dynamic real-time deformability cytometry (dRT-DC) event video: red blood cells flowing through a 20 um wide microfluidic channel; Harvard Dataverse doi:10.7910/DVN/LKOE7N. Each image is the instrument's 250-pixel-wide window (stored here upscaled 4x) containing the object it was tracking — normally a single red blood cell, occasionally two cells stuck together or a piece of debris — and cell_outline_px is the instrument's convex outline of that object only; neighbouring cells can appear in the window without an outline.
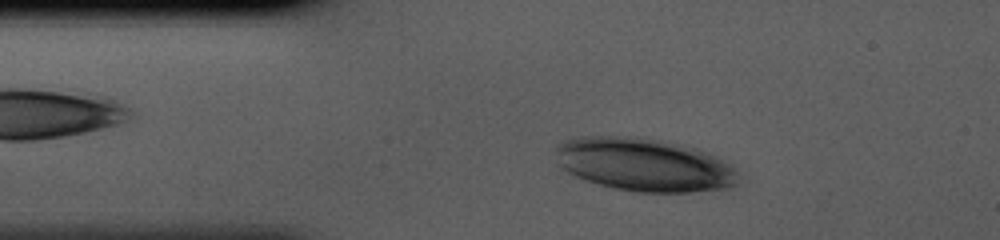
{"species": "human", "species_latin": "Homo sapiens", "temperature_condition": "cold", "stored_images_in_passage": 34, "camera_frame_rate_fps": 3000, "um_per_image_px": 0.085, "donor": {"sex": "male"}, "frame": {"image": 1, "passage_image": 5, "time_ms": 1.333, "image_size_px": [1000, 240], "cell_outline_px": [[740, 172], [736, 184], [728, 188], [688, 192], [636, 192], [612, 188], [584, 180], [560, 168], [556, 152], [556, 144], [564, 140], [580, 136], [644, 136], [684, 144], [696, 148], [716, 156], [732, 164]], "centroid_in_image_um": [54.77, 13.98], "position_along_channel_um": 30.2, "area_um2": 57.57}}
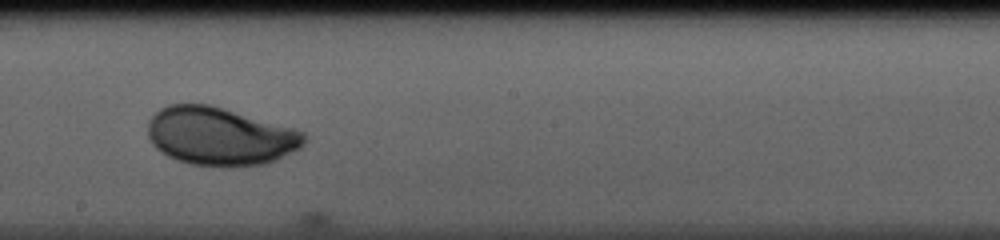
{"frame": {"image": 2, "passage_image": 21, "time_ms": 6.667, "image_size_px": [1000, 240], "cell_outline_px": [[308, 136], [304, 144], [300, 148], [276, 160], [264, 164], [192, 164], [176, 160], [160, 152], [152, 144], [148, 136], [148, 120], [160, 108], [168, 104], [212, 104], [296, 128], [304, 132]], "centroid_in_image_um": [18.71, 11.53], "position_along_channel_um": 229.5, "area_um2": 52.83}}
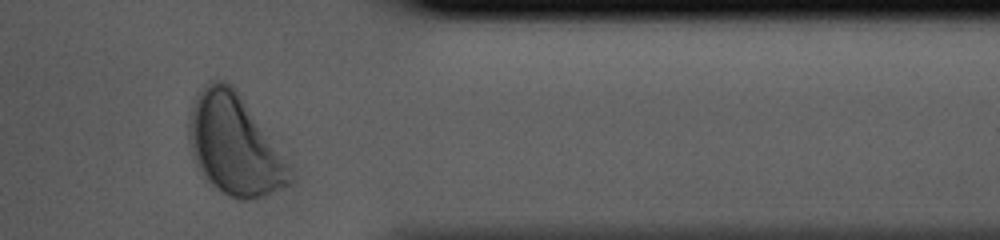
{"frame": {"image": 3, "passage_image": 33, "time_ms": 10.667, "image_size_px": [1000, 240], "cell_outline_px": [[296, 184], [264, 196], [248, 200], [240, 200], [228, 196], [216, 188], [200, 176], [192, 156], [188, 140], [188, 116], [192, 104], [196, 96], [204, 84], [208, 80], [228, 80], [236, 88], [292, 168], [296, 180]], "centroid_in_image_um": [19.92, 12.34], "position_along_channel_um": 391.5, "area_um2": 60.23}}